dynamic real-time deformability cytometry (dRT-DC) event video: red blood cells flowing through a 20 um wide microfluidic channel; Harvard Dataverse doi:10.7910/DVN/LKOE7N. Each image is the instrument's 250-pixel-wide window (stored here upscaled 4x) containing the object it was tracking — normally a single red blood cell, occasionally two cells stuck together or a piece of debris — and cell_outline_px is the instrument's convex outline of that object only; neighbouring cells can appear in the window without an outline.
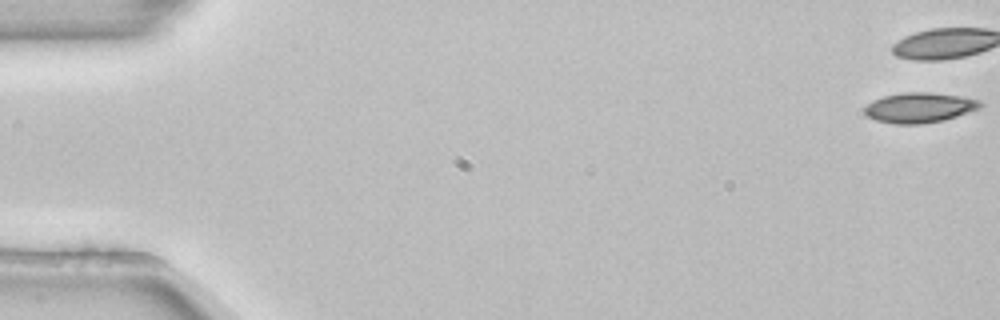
{"species": "common noctule bat (a hibernating species)", "species_latin": "Nyctalus noctula", "temperature_condition": "room temperature", "stored_images_in_passage": 9, "camera_frame_rate_fps": 3000, "um_per_image_px": 0.085, "animal": {"sex": "female", "body_mass_g": 22.7, "forearm_length_mm": 54.2}, "frame": {"image": 1, "passage_image": 1, "time_ms": 0.0, "image_size_px": [1000, 320], "cell_outline_px": [[984, 104], [980, 108], [944, 120], [920, 124], [892, 124], [876, 120], [868, 116], [864, 112], [864, 108], [872, 100], [884, 96], [900, 92], [928, 92], [960, 96], [980, 100]], "centroid_in_image_um": [78.14, 9.14], "position_along_channel_um": 6.9, "area_um2": 20.35}}